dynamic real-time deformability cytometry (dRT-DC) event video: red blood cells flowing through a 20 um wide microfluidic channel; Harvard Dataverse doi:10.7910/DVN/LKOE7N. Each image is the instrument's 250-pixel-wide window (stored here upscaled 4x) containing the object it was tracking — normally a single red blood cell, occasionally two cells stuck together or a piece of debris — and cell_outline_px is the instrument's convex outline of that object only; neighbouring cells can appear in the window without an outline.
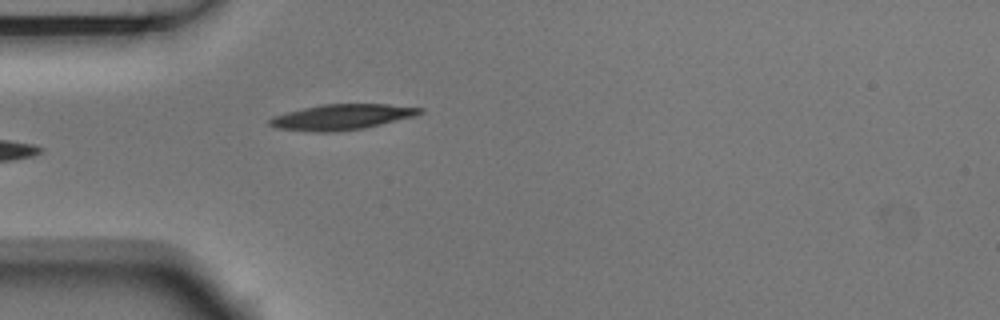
{"species": "Egyptian fruit bat (a non-hibernating species)", "species_latin": "Rousettus aegyptiacus", "temperature_condition": "room temperature", "stored_images_in_passage": 6, "camera_frame_rate_fps": 3000, "um_per_image_px": 0.085, "animal": {"sex": "male"}, "frame": {"image": 1, "passage_image": 6, "time_ms": 1.667, "image_size_px": [1000, 320], "cell_outline_px": [[424, 112], [416, 116], [364, 128], [332, 132], [316, 132], [276, 128], [268, 124], [268, 120], [272, 116], [320, 104], [388, 104], [424, 108]], "centroid_in_image_um": [29.07, 9.94], "position_along_channel_um": 55.9, "area_um2": 22.37}}